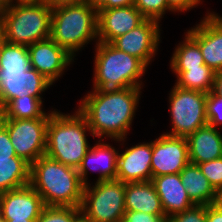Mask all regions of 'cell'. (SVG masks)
Listing matches in <instances>:
<instances>
[{"mask_svg":"<svg viewBox=\"0 0 222 222\" xmlns=\"http://www.w3.org/2000/svg\"><path fill=\"white\" fill-rule=\"evenodd\" d=\"M140 90L128 87L119 92L100 93L93 89L88 93L79 103L78 111L86 118L93 137L106 135L124 141L139 103Z\"/></svg>","mask_w":222,"mask_h":222,"instance_id":"1","label":"cell"},{"mask_svg":"<svg viewBox=\"0 0 222 222\" xmlns=\"http://www.w3.org/2000/svg\"><path fill=\"white\" fill-rule=\"evenodd\" d=\"M52 83L31 67L28 48L3 40L0 45V111L14 98H41Z\"/></svg>","mask_w":222,"mask_h":222,"instance_id":"2","label":"cell"},{"mask_svg":"<svg viewBox=\"0 0 222 222\" xmlns=\"http://www.w3.org/2000/svg\"><path fill=\"white\" fill-rule=\"evenodd\" d=\"M30 185L45 206L81 207L85 185L77 169L46 154L31 165Z\"/></svg>","mask_w":222,"mask_h":222,"instance_id":"3","label":"cell"},{"mask_svg":"<svg viewBox=\"0 0 222 222\" xmlns=\"http://www.w3.org/2000/svg\"><path fill=\"white\" fill-rule=\"evenodd\" d=\"M86 118L77 110L74 115L52 113L47 125L45 154L58 162L78 169L90 145Z\"/></svg>","mask_w":222,"mask_h":222,"instance_id":"4","label":"cell"},{"mask_svg":"<svg viewBox=\"0 0 222 222\" xmlns=\"http://www.w3.org/2000/svg\"><path fill=\"white\" fill-rule=\"evenodd\" d=\"M93 89L100 93L141 88L146 65L138 58L118 50L111 43L96 42Z\"/></svg>","mask_w":222,"mask_h":222,"instance_id":"5","label":"cell"},{"mask_svg":"<svg viewBox=\"0 0 222 222\" xmlns=\"http://www.w3.org/2000/svg\"><path fill=\"white\" fill-rule=\"evenodd\" d=\"M52 8L45 2L12 3L0 9L4 41L29 47L50 38Z\"/></svg>","mask_w":222,"mask_h":222,"instance_id":"6","label":"cell"},{"mask_svg":"<svg viewBox=\"0 0 222 222\" xmlns=\"http://www.w3.org/2000/svg\"><path fill=\"white\" fill-rule=\"evenodd\" d=\"M98 11L87 2L52 9L50 38L73 57L89 41L98 42Z\"/></svg>","mask_w":222,"mask_h":222,"instance_id":"7","label":"cell"},{"mask_svg":"<svg viewBox=\"0 0 222 222\" xmlns=\"http://www.w3.org/2000/svg\"><path fill=\"white\" fill-rule=\"evenodd\" d=\"M84 186L82 216L90 222H122L125 210V183L96 181Z\"/></svg>","mask_w":222,"mask_h":222,"instance_id":"8","label":"cell"},{"mask_svg":"<svg viewBox=\"0 0 222 222\" xmlns=\"http://www.w3.org/2000/svg\"><path fill=\"white\" fill-rule=\"evenodd\" d=\"M172 130L164 133L187 138L208 124L206 117L207 93L187 90L174 85L169 94Z\"/></svg>","mask_w":222,"mask_h":222,"instance_id":"9","label":"cell"},{"mask_svg":"<svg viewBox=\"0 0 222 222\" xmlns=\"http://www.w3.org/2000/svg\"><path fill=\"white\" fill-rule=\"evenodd\" d=\"M6 127L17 157L32 165L45 155L49 118L0 119Z\"/></svg>","mask_w":222,"mask_h":222,"instance_id":"10","label":"cell"},{"mask_svg":"<svg viewBox=\"0 0 222 222\" xmlns=\"http://www.w3.org/2000/svg\"><path fill=\"white\" fill-rule=\"evenodd\" d=\"M189 163L186 138L162 134L152 142V178L180 173Z\"/></svg>","mask_w":222,"mask_h":222,"instance_id":"11","label":"cell"},{"mask_svg":"<svg viewBox=\"0 0 222 222\" xmlns=\"http://www.w3.org/2000/svg\"><path fill=\"white\" fill-rule=\"evenodd\" d=\"M159 41V22L146 19L136 28L117 37L111 44L118 50L140 59L148 66L157 52Z\"/></svg>","mask_w":222,"mask_h":222,"instance_id":"12","label":"cell"},{"mask_svg":"<svg viewBox=\"0 0 222 222\" xmlns=\"http://www.w3.org/2000/svg\"><path fill=\"white\" fill-rule=\"evenodd\" d=\"M28 48L30 65L52 84L63 74L73 56L51 38L37 41Z\"/></svg>","mask_w":222,"mask_h":222,"instance_id":"13","label":"cell"},{"mask_svg":"<svg viewBox=\"0 0 222 222\" xmlns=\"http://www.w3.org/2000/svg\"><path fill=\"white\" fill-rule=\"evenodd\" d=\"M186 33L199 45L204 63L215 72L222 71V17L210 12Z\"/></svg>","mask_w":222,"mask_h":222,"instance_id":"14","label":"cell"},{"mask_svg":"<svg viewBox=\"0 0 222 222\" xmlns=\"http://www.w3.org/2000/svg\"><path fill=\"white\" fill-rule=\"evenodd\" d=\"M45 205L30 184L0 193L2 220H37Z\"/></svg>","mask_w":222,"mask_h":222,"instance_id":"15","label":"cell"},{"mask_svg":"<svg viewBox=\"0 0 222 222\" xmlns=\"http://www.w3.org/2000/svg\"><path fill=\"white\" fill-rule=\"evenodd\" d=\"M146 18L134 5L98 10V41L112 43L132 29L142 24Z\"/></svg>","mask_w":222,"mask_h":222,"instance_id":"16","label":"cell"},{"mask_svg":"<svg viewBox=\"0 0 222 222\" xmlns=\"http://www.w3.org/2000/svg\"><path fill=\"white\" fill-rule=\"evenodd\" d=\"M152 141L127 148L118 154L116 180L124 183L152 180Z\"/></svg>","mask_w":222,"mask_h":222,"instance_id":"17","label":"cell"},{"mask_svg":"<svg viewBox=\"0 0 222 222\" xmlns=\"http://www.w3.org/2000/svg\"><path fill=\"white\" fill-rule=\"evenodd\" d=\"M101 142L102 139L96 145L92 146V148L88 149L77 169L84 185L88 184L86 176L88 169L100 171L97 181L116 180L119 153L112 145L110 146V144Z\"/></svg>","mask_w":222,"mask_h":222,"instance_id":"18","label":"cell"},{"mask_svg":"<svg viewBox=\"0 0 222 222\" xmlns=\"http://www.w3.org/2000/svg\"><path fill=\"white\" fill-rule=\"evenodd\" d=\"M151 181L167 218L195 206L182 185L180 173L153 177Z\"/></svg>","mask_w":222,"mask_h":222,"instance_id":"19","label":"cell"},{"mask_svg":"<svg viewBox=\"0 0 222 222\" xmlns=\"http://www.w3.org/2000/svg\"><path fill=\"white\" fill-rule=\"evenodd\" d=\"M186 139L190 163L197 165L222 157V135L217 128L207 124Z\"/></svg>","mask_w":222,"mask_h":222,"instance_id":"20","label":"cell"},{"mask_svg":"<svg viewBox=\"0 0 222 222\" xmlns=\"http://www.w3.org/2000/svg\"><path fill=\"white\" fill-rule=\"evenodd\" d=\"M125 210L165 216L152 181L125 183Z\"/></svg>","mask_w":222,"mask_h":222,"instance_id":"21","label":"cell"},{"mask_svg":"<svg viewBox=\"0 0 222 222\" xmlns=\"http://www.w3.org/2000/svg\"><path fill=\"white\" fill-rule=\"evenodd\" d=\"M182 185L195 205H212L216 198V190L196 164L189 163L181 172Z\"/></svg>","mask_w":222,"mask_h":222,"instance_id":"22","label":"cell"},{"mask_svg":"<svg viewBox=\"0 0 222 222\" xmlns=\"http://www.w3.org/2000/svg\"><path fill=\"white\" fill-rule=\"evenodd\" d=\"M31 165L20 157L0 159V193L30 184Z\"/></svg>","mask_w":222,"mask_h":222,"instance_id":"23","label":"cell"},{"mask_svg":"<svg viewBox=\"0 0 222 222\" xmlns=\"http://www.w3.org/2000/svg\"><path fill=\"white\" fill-rule=\"evenodd\" d=\"M177 75L176 86L209 93L213 90L215 71L206 64L199 68H171Z\"/></svg>","mask_w":222,"mask_h":222,"instance_id":"24","label":"cell"},{"mask_svg":"<svg viewBox=\"0 0 222 222\" xmlns=\"http://www.w3.org/2000/svg\"><path fill=\"white\" fill-rule=\"evenodd\" d=\"M42 103V98L29 95L14 98L0 111V119L50 118L54 111L46 114Z\"/></svg>","mask_w":222,"mask_h":222,"instance_id":"25","label":"cell"},{"mask_svg":"<svg viewBox=\"0 0 222 222\" xmlns=\"http://www.w3.org/2000/svg\"><path fill=\"white\" fill-rule=\"evenodd\" d=\"M175 49L171 57V68H199L205 64L199 45L188 34Z\"/></svg>","mask_w":222,"mask_h":222,"instance_id":"26","label":"cell"},{"mask_svg":"<svg viewBox=\"0 0 222 222\" xmlns=\"http://www.w3.org/2000/svg\"><path fill=\"white\" fill-rule=\"evenodd\" d=\"M81 217L80 207L45 206L36 222H77Z\"/></svg>","mask_w":222,"mask_h":222,"instance_id":"27","label":"cell"},{"mask_svg":"<svg viewBox=\"0 0 222 222\" xmlns=\"http://www.w3.org/2000/svg\"><path fill=\"white\" fill-rule=\"evenodd\" d=\"M133 5L146 19L155 21H160L166 10L173 12L166 0H134Z\"/></svg>","mask_w":222,"mask_h":222,"instance_id":"28","label":"cell"},{"mask_svg":"<svg viewBox=\"0 0 222 222\" xmlns=\"http://www.w3.org/2000/svg\"><path fill=\"white\" fill-rule=\"evenodd\" d=\"M197 165L215 190L222 188V157Z\"/></svg>","mask_w":222,"mask_h":222,"instance_id":"29","label":"cell"},{"mask_svg":"<svg viewBox=\"0 0 222 222\" xmlns=\"http://www.w3.org/2000/svg\"><path fill=\"white\" fill-rule=\"evenodd\" d=\"M206 117L208 125L217 128L222 124V96H216L212 92L207 93Z\"/></svg>","mask_w":222,"mask_h":222,"instance_id":"30","label":"cell"},{"mask_svg":"<svg viewBox=\"0 0 222 222\" xmlns=\"http://www.w3.org/2000/svg\"><path fill=\"white\" fill-rule=\"evenodd\" d=\"M169 222H205L206 205H195L192 208L176 213L168 218Z\"/></svg>","mask_w":222,"mask_h":222,"instance_id":"31","label":"cell"},{"mask_svg":"<svg viewBox=\"0 0 222 222\" xmlns=\"http://www.w3.org/2000/svg\"><path fill=\"white\" fill-rule=\"evenodd\" d=\"M166 216H158L144 212L126 211L122 222H167Z\"/></svg>","mask_w":222,"mask_h":222,"instance_id":"32","label":"cell"},{"mask_svg":"<svg viewBox=\"0 0 222 222\" xmlns=\"http://www.w3.org/2000/svg\"><path fill=\"white\" fill-rule=\"evenodd\" d=\"M17 157L6 127L0 122V159Z\"/></svg>","mask_w":222,"mask_h":222,"instance_id":"33","label":"cell"},{"mask_svg":"<svg viewBox=\"0 0 222 222\" xmlns=\"http://www.w3.org/2000/svg\"><path fill=\"white\" fill-rule=\"evenodd\" d=\"M168 6L174 11L184 12L193 7H196L201 0H166Z\"/></svg>","mask_w":222,"mask_h":222,"instance_id":"34","label":"cell"},{"mask_svg":"<svg viewBox=\"0 0 222 222\" xmlns=\"http://www.w3.org/2000/svg\"><path fill=\"white\" fill-rule=\"evenodd\" d=\"M205 222H222V211L216 206L206 205V221Z\"/></svg>","mask_w":222,"mask_h":222,"instance_id":"35","label":"cell"},{"mask_svg":"<svg viewBox=\"0 0 222 222\" xmlns=\"http://www.w3.org/2000/svg\"><path fill=\"white\" fill-rule=\"evenodd\" d=\"M134 4V0H107L100 9L127 7Z\"/></svg>","mask_w":222,"mask_h":222,"instance_id":"36","label":"cell"},{"mask_svg":"<svg viewBox=\"0 0 222 222\" xmlns=\"http://www.w3.org/2000/svg\"><path fill=\"white\" fill-rule=\"evenodd\" d=\"M211 92L216 96H222V71L215 73L213 90Z\"/></svg>","mask_w":222,"mask_h":222,"instance_id":"37","label":"cell"},{"mask_svg":"<svg viewBox=\"0 0 222 222\" xmlns=\"http://www.w3.org/2000/svg\"><path fill=\"white\" fill-rule=\"evenodd\" d=\"M52 9L58 6L86 2V0H44Z\"/></svg>","mask_w":222,"mask_h":222,"instance_id":"38","label":"cell"},{"mask_svg":"<svg viewBox=\"0 0 222 222\" xmlns=\"http://www.w3.org/2000/svg\"><path fill=\"white\" fill-rule=\"evenodd\" d=\"M86 2L97 11L107 2V0H86Z\"/></svg>","mask_w":222,"mask_h":222,"instance_id":"39","label":"cell"},{"mask_svg":"<svg viewBox=\"0 0 222 222\" xmlns=\"http://www.w3.org/2000/svg\"><path fill=\"white\" fill-rule=\"evenodd\" d=\"M213 205L222 211V188L216 190V198Z\"/></svg>","mask_w":222,"mask_h":222,"instance_id":"40","label":"cell"},{"mask_svg":"<svg viewBox=\"0 0 222 222\" xmlns=\"http://www.w3.org/2000/svg\"><path fill=\"white\" fill-rule=\"evenodd\" d=\"M13 3V0H0V9L5 8Z\"/></svg>","mask_w":222,"mask_h":222,"instance_id":"41","label":"cell"},{"mask_svg":"<svg viewBox=\"0 0 222 222\" xmlns=\"http://www.w3.org/2000/svg\"><path fill=\"white\" fill-rule=\"evenodd\" d=\"M16 3L44 2V0H15Z\"/></svg>","mask_w":222,"mask_h":222,"instance_id":"42","label":"cell"},{"mask_svg":"<svg viewBox=\"0 0 222 222\" xmlns=\"http://www.w3.org/2000/svg\"><path fill=\"white\" fill-rule=\"evenodd\" d=\"M3 222H36V220H2Z\"/></svg>","mask_w":222,"mask_h":222,"instance_id":"43","label":"cell"},{"mask_svg":"<svg viewBox=\"0 0 222 222\" xmlns=\"http://www.w3.org/2000/svg\"><path fill=\"white\" fill-rule=\"evenodd\" d=\"M3 33H2V30H1V27H0V45L1 43L3 42Z\"/></svg>","mask_w":222,"mask_h":222,"instance_id":"44","label":"cell"},{"mask_svg":"<svg viewBox=\"0 0 222 222\" xmlns=\"http://www.w3.org/2000/svg\"><path fill=\"white\" fill-rule=\"evenodd\" d=\"M77 222H90L87 219H85L83 216L77 221Z\"/></svg>","mask_w":222,"mask_h":222,"instance_id":"45","label":"cell"}]
</instances>
